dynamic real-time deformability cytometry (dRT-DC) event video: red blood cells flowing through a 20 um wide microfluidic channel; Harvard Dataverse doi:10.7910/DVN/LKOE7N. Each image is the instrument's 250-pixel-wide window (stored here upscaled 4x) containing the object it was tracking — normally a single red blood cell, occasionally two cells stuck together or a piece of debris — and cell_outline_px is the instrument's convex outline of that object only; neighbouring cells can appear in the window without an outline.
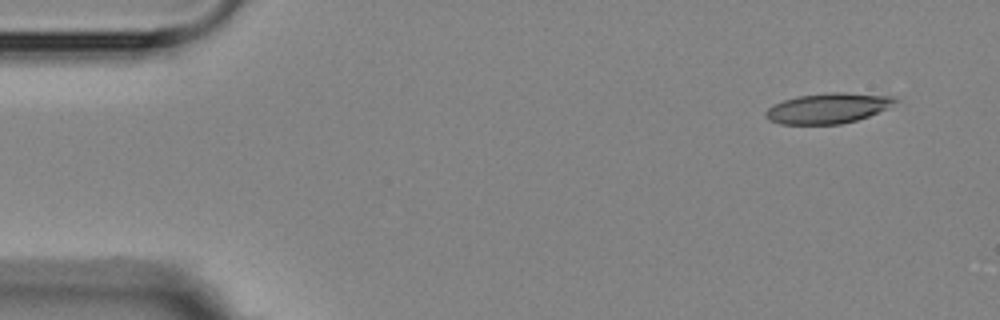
{"species": "Egyptian fruit bat (a non-hibernating species)", "species_latin": "Rousettus aegyptiacus", "temperature_condition": "room temperature", "stored_images_in_passage": 4, "camera_frame_rate_fps": 3000, "um_per_image_px": 0.085, "animal": {"sex": "female"}, "frame": {"image": 1, "passage_image": 1, "time_ms": 0.0, "image_size_px": [1000, 320], "cell_outline_px": [[900, 100], [888, 108], [868, 116], [856, 120], [840, 124], [780, 124], [768, 120], [764, 116], [764, 112], [772, 104], [784, 100], [800, 96], [832, 92], [844, 92], [896, 96]], "centroid_in_image_um": [70.39, 9.19], "position_along_channel_um": 14.6, "area_um2": 23.0}}
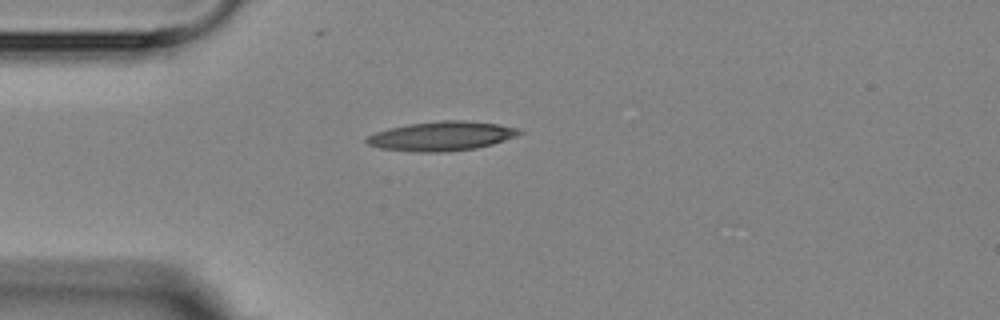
{"frame": {"image": 2, "passage_image": 3, "time_ms": 3.333, "image_size_px": [1000, 320], "cell_outline_px": [[524, 132], [516, 136], [492, 144], [476, 148], [448, 152], [416, 152], [380, 148], [368, 144], [364, 140], [368, 136], [376, 132], [388, 128], [408, 124], [444, 120], [464, 120], [500, 124], [520, 128]], "centroid_in_image_um": [37.56, 11.56], "position_along_channel_um": 47.4, "area_um2": 26.18}}